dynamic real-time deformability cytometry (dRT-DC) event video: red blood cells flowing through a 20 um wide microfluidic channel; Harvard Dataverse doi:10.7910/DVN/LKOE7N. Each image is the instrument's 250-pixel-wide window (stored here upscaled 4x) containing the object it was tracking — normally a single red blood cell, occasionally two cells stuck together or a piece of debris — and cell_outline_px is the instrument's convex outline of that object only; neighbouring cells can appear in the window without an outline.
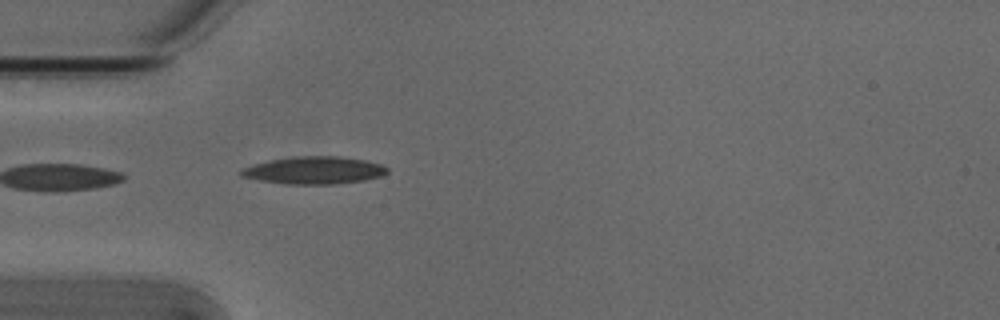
{"species": "Egyptian fruit bat (a non-hibernating species)", "species_latin": "Rousettus aegyptiacus", "temperature_condition": "cold", "stored_images_in_passage": 3, "camera_frame_rate_fps": 3000, "um_per_image_px": 0.085, "animal": {"sex": "male"}, "frame": {"image": 1, "passage_image": 3, "time_ms": 0.667, "image_size_px": [1000, 320], "cell_outline_px": [[388, 172], [380, 176], [364, 180], [332, 184], [284, 184], [260, 180], [240, 176], [240, 172], [244, 168], [256, 164], [272, 160], [296, 156], [340, 156], [364, 160], [380, 164], [388, 168]], "centroid_in_image_um": [26.72, 14.48], "position_along_channel_um": 58.3, "area_um2": 23.06}}